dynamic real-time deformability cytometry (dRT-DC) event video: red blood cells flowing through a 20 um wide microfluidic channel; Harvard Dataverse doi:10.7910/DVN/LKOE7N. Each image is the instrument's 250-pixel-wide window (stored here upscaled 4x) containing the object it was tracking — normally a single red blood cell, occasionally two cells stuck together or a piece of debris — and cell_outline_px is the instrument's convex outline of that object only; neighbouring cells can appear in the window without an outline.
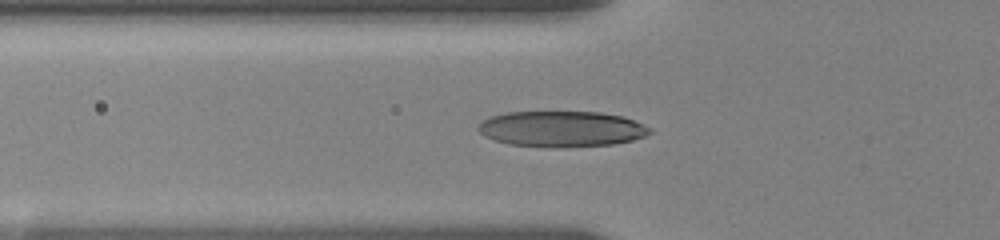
{"species": "human", "species_latin": "Homo sapiens", "temperature_condition": "room temperature", "stored_images_in_passage": 14, "camera_frame_rate_fps": 3000, "um_per_image_px": 0.085, "donor": {"sex": "female"}, "frame": {"image": 1, "passage_image": 4, "time_ms": 1.667, "image_size_px": [1000, 240], "cell_outline_px": [[652, 132], [644, 136], [632, 140], [612, 144], [560, 148], [552, 148], [508, 144], [484, 136], [476, 128], [484, 120], [492, 116], [508, 112], [600, 112], [624, 116], [652, 128]], "centroid_in_image_um": [47.75, 10.96], "position_along_channel_um": 78.0, "area_um2": 35.89}}
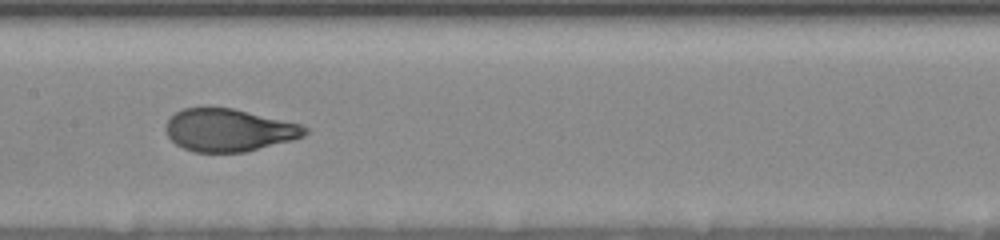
{"frame": {"image": 2, "passage_image": 10, "time_ms": 4.667, "image_size_px": [1000, 240], "cell_outline_px": [[308, 132], [304, 136], [292, 140], [244, 152], [192, 152], [176, 144], [168, 136], [164, 128], [168, 120], [176, 112], [184, 108], [232, 108], [304, 124], [308, 128]], "centroid_in_image_um": [19.48, 11.06], "position_along_channel_um": 187.9, "area_um2": 34.51}}
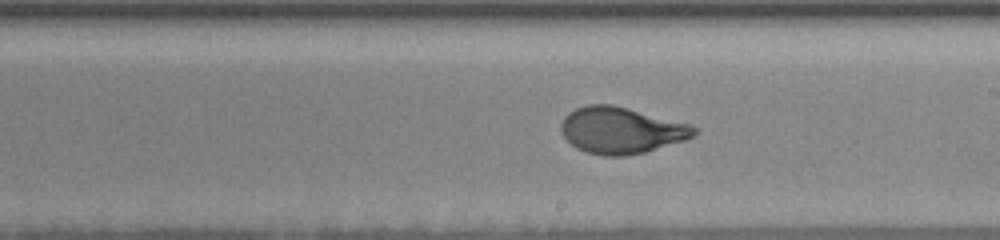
{"frame": {"image": 3, "passage_image": 13, "time_ms": 6.0, "image_size_px": [1000, 240], "cell_outline_px": [[696, 136], [684, 140], [644, 152], [624, 156], [604, 156], [584, 152], [576, 148], [560, 132], [560, 124], [564, 116], [568, 112], [576, 108], [588, 104], [612, 104], [692, 124], [696, 128]], "centroid_in_image_um": [52.78, 11.07], "position_along_channel_um": 236.2, "area_um2": 36.18}}